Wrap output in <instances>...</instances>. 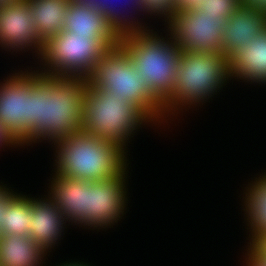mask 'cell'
<instances>
[{
	"mask_svg": "<svg viewBox=\"0 0 266 266\" xmlns=\"http://www.w3.org/2000/svg\"><path fill=\"white\" fill-rule=\"evenodd\" d=\"M85 78L53 77L33 70L30 144L53 142L81 131ZM43 139V140H42Z\"/></svg>",
	"mask_w": 266,
	"mask_h": 266,
	"instance_id": "6da1fadb",
	"label": "cell"
},
{
	"mask_svg": "<svg viewBox=\"0 0 266 266\" xmlns=\"http://www.w3.org/2000/svg\"><path fill=\"white\" fill-rule=\"evenodd\" d=\"M53 143L57 175L97 182L118 176L130 164L118 143L82 131Z\"/></svg>",
	"mask_w": 266,
	"mask_h": 266,
	"instance_id": "7a4b0ae2",
	"label": "cell"
},
{
	"mask_svg": "<svg viewBox=\"0 0 266 266\" xmlns=\"http://www.w3.org/2000/svg\"><path fill=\"white\" fill-rule=\"evenodd\" d=\"M229 80V59L224 54L181 51L173 93L163 103L164 122L185 108L213 100Z\"/></svg>",
	"mask_w": 266,
	"mask_h": 266,
	"instance_id": "3957f363",
	"label": "cell"
},
{
	"mask_svg": "<svg viewBox=\"0 0 266 266\" xmlns=\"http://www.w3.org/2000/svg\"><path fill=\"white\" fill-rule=\"evenodd\" d=\"M158 35L148 27L120 36L118 45L127 53L150 91L164 103L173 93L182 50L170 34H165V38Z\"/></svg>",
	"mask_w": 266,
	"mask_h": 266,
	"instance_id": "277c9868",
	"label": "cell"
},
{
	"mask_svg": "<svg viewBox=\"0 0 266 266\" xmlns=\"http://www.w3.org/2000/svg\"><path fill=\"white\" fill-rule=\"evenodd\" d=\"M84 97L81 131L118 143L125 150L138 129L154 124L138 106L111 91L88 85Z\"/></svg>",
	"mask_w": 266,
	"mask_h": 266,
	"instance_id": "5b68a950",
	"label": "cell"
},
{
	"mask_svg": "<svg viewBox=\"0 0 266 266\" xmlns=\"http://www.w3.org/2000/svg\"><path fill=\"white\" fill-rule=\"evenodd\" d=\"M87 81L88 85L111 91L114 96L138 106L154 122V126L159 123L161 126L164 122L163 103L150 91L119 45L99 58Z\"/></svg>",
	"mask_w": 266,
	"mask_h": 266,
	"instance_id": "8992f818",
	"label": "cell"
},
{
	"mask_svg": "<svg viewBox=\"0 0 266 266\" xmlns=\"http://www.w3.org/2000/svg\"><path fill=\"white\" fill-rule=\"evenodd\" d=\"M108 50L99 39L63 30L43 42L39 57L43 66L37 71L53 77L87 79Z\"/></svg>",
	"mask_w": 266,
	"mask_h": 266,
	"instance_id": "52a82bcc",
	"label": "cell"
},
{
	"mask_svg": "<svg viewBox=\"0 0 266 266\" xmlns=\"http://www.w3.org/2000/svg\"><path fill=\"white\" fill-rule=\"evenodd\" d=\"M166 29L182 51L223 54L222 29L224 17L206 16L195 8L175 11L167 21Z\"/></svg>",
	"mask_w": 266,
	"mask_h": 266,
	"instance_id": "ba28073f",
	"label": "cell"
},
{
	"mask_svg": "<svg viewBox=\"0 0 266 266\" xmlns=\"http://www.w3.org/2000/svg\"><path fill=\"white\" fill-rule=\"evenodd\" d=\"M18 71L0 82V124L21 146H30V89L33 71ZM5 82V83H4Z\"/></svg>",
	"mask_w": 266,
	"mask_h": 266,
	"instance_id": "9c48e42d",
	"label": "cell"
},
{
	"mask_svg": "<svg viewBox=\"0 0 266 266\" xmlns=\"http://www.w3.org/2000/svg\"><path fill=\"white\" fill-rule=\"evenodd\" d=\"M127 168L128 166L111 179L88 182V229L96 228L99 231L102 228H111L126 214L125 208L128 203L126 181L129 171Z\"/></svg>",
	"mask_w": 266,
	"mask_h": 266,
	"instance_id": "30bf717a",
	"label": "cell"
},
{
	"mask_svg": "<svg viewBox=\"0 0 266 266\" xmlns=\"http://www.w3.org/2000/svg\"><path fill=\"white\" fill-rule=\"evenodd\" d=\"M0 45L11 53L33 49L39 59L43 41L36 32L28 0L0 7Z\"/></svg>",
	"mask_w": 266,
	"mask_h": 266,
	"instance_id": "8fae6325",
	"label": "cell"
},
{
	"mask_svg": "<svg viewBox=\"0 0 266 266\" xmlns=\"http://www.w3.org/2000/svg\"><path fill=\"white\" fill-rule=\"evenodd\" d=\"M266 31V7L247 0L226 20L222 29L223 54L229 59L237 50L244 49L252 38Z\"/></svg>",
	"mask_w": 266,
	"mask_h": 266,
	"instance_id": "7c38bea8",
	"label": "cell"
},
{
	"mask_svg": "<svg viewBox=\"0 0 266 266\" xmlns=\"http://www.w3.org/2000/svg\"><path fill=\"white\" fill-rule=\"evenodd\" d=\"M48 196L71 225L87 228L88 182L54 173ZM77 223V224H76Z\"/></svg>",
	"mask_w": 266,
	"mask_h": 266,
	"instance_id": "4fadbf2b",
	"label": "cell"
},
{
	"mask_svg": "<svg viewBox=\"0 0 266 266\" xmlns=\"http://www.w3.org/2000/svg\"><path fill=\"white\" fill-rule=\"evenodd\" d=\"M47 197L36 199L31 196V223H28V227L29 237L46 253H50L58 244L57 241L63 239L61 235L67 229L64 225L68 221L54 201Z\"/></svg>",
	"mask_w": 266,
	"mask_h": 266,
	"instance_id": "5bb4252c",
	"label": "cell"
},
{
	"mask_svg": "<svg viewBox=\"0 0 266 266\" xmlns=\"http://www.w3.org/2000/svg\"><path fill=\"white\" fill-rule=\"evenodd\" d=\"M64 30L77 33L78 36L99 39L108 49L117 46L120 41V36L107 23L102 12L84 3L70 2Z\"/></svg>",
	"mask_w": 266,
	"mask_h": 266,
	"instance_id": "9a60e30c",
	"label": "cell"
},
{
	"mask_svg": "<svg viewBox=\"0 0 266 266\" xmlns=\"http://www.w3.org/2000/svg\"><path fill=\"white\" fill-rule=\"evenodd\" d=\"M229 73L231 80L266 84V31L229 58Z\"/></svg>",
	"mask_w": 266,
	"mask_h": 266,
	"instance_id": "2e32d148",
	"label": "cell"
},
{
	"mask_svg": "<svg viewBox=\"0 0 266 266\" xmlns=\"http://www.w3.org/2000/svg\"><path fill=\"white\" fill-rule=\"evenodd\" d=\"M46 255L29 235L0 234V266H43Z\"/></svg>",
	"mask_w": 266,
	"mask_h": 266,
	"instance_id": "e0dca14e",
	"label": "cell"
},
{
	"mask_svg": "<svg viewBox=\"0 0 266 266\" xmlns=\"http://www.w3.org/2000/svg\"><path fill=\"white\" fill-rule=\"evenodd\" d=\"M28 2L36 32L43 42L64 30L70 0H28Z\"/></svg>",
	"mask_w": 266,
	"mask_h": 266,
	"instance_id": "ac0fdd59",
	"label": "cell"
},
{
	"mask_svg": "<svg viewBox=\"0 0 266 266\" xmlns=\"http://www.w3.org/2000/svg\"><path fill=\"white\" fill-rule=\"evenodd\" d=\"M246 191V192H245ZM243 211L246 212L245 220L249 237L256 234L266 233V172L260 174L245 188L243 195ZM247 218V219H246Z\"/></svg>",
	"mask_w": 266,
	"mask_h": 266,
	"instance_id": "d6986e66",
	"label": "cell"
},
{
	"mask_svg": "<svg viewBox=\"0 0 266 266\" xmlns=\"http://www.w3.org/2000/svg\"><path fill=\"white\" fill-rule=\"evenodd\" d=\"M116 1L118 2L120 0H116ZM116 1L103 0V2H100V11L105 16L107 23L112 27V29L119 36H123L125 34H129L130 32H134V31L141 30L144 28H148V26H146V23L143 25V23H141L142 21H139L138 18H135L133 16V15H137L138 11L139 13L143 12L141 0H123V2L125 1L124 2L125 6L123 5L122 2H118L119 3V6H118V3ZM123 6L125 7V10H123L124 9ZM126 6L129 7V9L131 7L132 9L131 12L128 10ZM133 11H134L133 15L132 14L127 15V12L133 13Z\"/></svg>",
	"mask_w": 266,
	"mask_h": 266,
	"instance_id": "ffe728a7",
	"label": "cell"
},
{
	"mask_svg": "<svg viewBox=\"0 0 266 266\" xmlns=\"http://www.w3.org/2000/svg\"><path fill=\"white\" fill-rule=\"evenodd\" d=\"M28 223H31V198L17 194L8 204L2 234L29 235Z\"/></svg>",
	"mask_w": 266,
	"mask_h": 266,
	"instance_id": "44dd1931",
	"label": "cell"
},
{
	"mask_svg": "<svg viewBox=\"0 0 266 266\" xmlns=\"http://www.w3.org/2000/svg\"><path fill=\"white\" fill-rule=\"evenodd\" d=\"M244 1L246 0H203L195 9L204 12L206 16L224 17L227 20Z\"/></svg>",
	"mask_w": 266,
	"mask_h": 266,
	"instance_id": "7402d4cb",
	"label": "cell"
},
{
	"mask_svg": "<svg viewBox=\"0 0 266 266\" xmlns=\"http://www.w3.org/2000/svg\"><path fill=\"white\" fill-rule=\"evenodd\" d=\"M143 14L159 16L158 19L164 18L165 23L172 17V14L176 11L175 0H141ZM145 12V13H144ZM153 14V15H152ZM164 16V17H163Z\"/></svg>",
	"mask_w": 266,
	"mask_h": 266,
	"instance_id": "603a6c76",
	"label": "cell"
},
{
	"mask_svg": "<svg viewBox=\"0 0 266 266\" xmlns=\"http://www.w3.org/2000/svg\"><path fill=\"white\" fill-rule=\"evenodd\" d=\"M249 248L259 259L266 260V233L256 234L249 239Z\"/></svg>",
	"mask_w": 266,
	"mask_h": 266,
	"instance_id": "cb8c5ba5",
	"label": "cell"
},
{
	"mask_svg": "<svg viewBox=\"0 0 266 266\" xmlns=\"http://www.w3.org/2000/svg\"><path fill=\"white\" fill-rule=\"evenodd\" d=\"M0 184H2V182ZM5 185L6 184L0 185V234H2V224L4 223L6 208L10 201L18 194Z\"/></svg>",
	"mask_w": 266,
	"mask_h": 266,
	"instance_id": "d4e9b609",
	"label": "cell"
},
{
	"mask_svg": "<svg viewBox=\"0 0 266 266\" xmlns=\"http://www.w3.org/2000/svg\"><path fill=\"white\" fill-rule=\"evenodd\" d=\"M4 146H10L12 148L16 146H20L9 134L8 132L3 128V126L0 124V147L4 148Z\"/></svg>",
	"mask_w": 266,
	"mask_h": 266,
	"instance_id": "484cf974",
	"label": "cell"
},
{
	"mask_svg": "<svg viewBox=\"0 0 266 266\" xmlns=\"http://www.w3.org/2000/svg\"><path fill=\"white\" fill-rule=\"evenodd\" d=\"M245 253V266H266V260L259 259L249 248Z\"/></svg>",
	"mask_w": 266,
	"mask_h": 266,
	"instance_id": "4316f807",
	"label": "cell"
},
{
	"mask_svg": "<svg viewBox=\"0 0 266 266\" xmlns=\"http://www.w3.org/2000/svg\"><path fill=\"white\" fill-rule=\"evenodd\" d=\"M176 11L188 10L197 7L203 0H175Z\"/></svg>",
	"mask_w": 266,
	"mask_h": 266,
	"instance_id": "83f0119b",
	"label": "cell"
},
{
	"mask_svg": "<svg viewBox=\"0 0 266 266\" xmlns=\"http://www.w3.org/2000/svg\"><path fill=\"white\" fill-rule=\"evenodd\" d=\"M72 2L84 3L97 8L100 11V2L103 0H70Z\"/></svg>",
	"mask_w": 266,
	"mask_h": 266,
	"instance_id": "f1b7e54d",
	"label": "cell"
},
{
	"mask_svg": "<svg viewBox=\"0 0 266 266\" xmlns=\"http://www.w3.org/2000/svg\"><path fill=\"white\" fill-rule=\"evenodd\" d=\"M60 264L61 265L58 264L56 266H90L91 265L89 263L88 264L87 263H84L83 261L82 262H80V261H77V262L74 261V262H72L71 261L69 263L68 262L67 263L64 262V263H60Z\"/></svg>",
	"mask_w": 266,
	"mask_h": 266,
	"instance_id": "f546056e",
	"label": "cell"
},
{
	"mask_svg": "<svg viewBox=\"0 0 266 266\" xmlns=\"http://www.w3.org/2000/svg\"><path fill=\"white\" fill-rule=\"evenodd\" d=\"M247 1L253 5L266 7V0H247Z\"/></svg>",
	"mask_w": 266,
	"mask_h": 266,
	"instance_id": "4dcf8cb0",
	"label": "cell"
},
{
	"mask_svg": "<svg viewBox=\"0 0 266 266\" xmlns=\"http://www.w3.org/2000/svg\"><path fill=\"white\" fill-rule=\"evenodd\" d=\"M18 1H20V0H0V7L6 6L10 3H15Z\"/></svg>",
	"mask_w": 266,
	"mask_h": 266,
	"instance_id": "1f68e13d",
	"label": "cell"
}]
</instances>
